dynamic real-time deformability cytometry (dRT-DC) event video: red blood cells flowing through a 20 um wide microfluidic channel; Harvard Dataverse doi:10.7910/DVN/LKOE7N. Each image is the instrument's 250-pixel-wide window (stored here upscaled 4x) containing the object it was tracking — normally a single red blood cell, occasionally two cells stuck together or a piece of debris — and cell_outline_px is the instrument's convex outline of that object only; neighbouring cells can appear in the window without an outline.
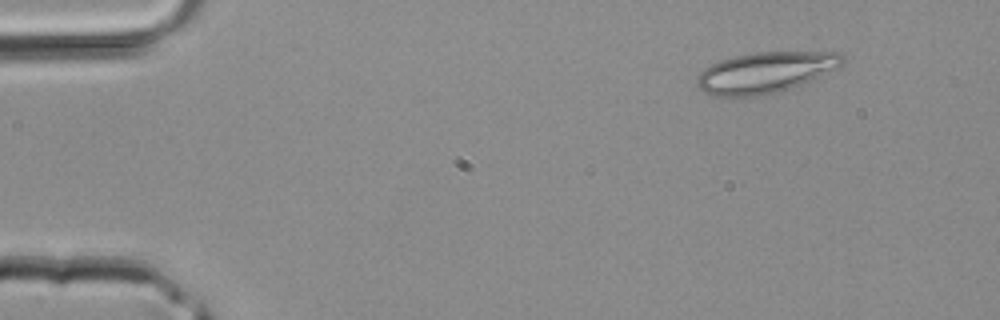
{"species": "common noctule bat (a hibernating species)", "species_latin": "Nyctalus noctula", "temperature_condition": "room temperature", "stored_images_in_passage": 36, "camera_frame_rate_fps": 3000, "um_per_image_px": 0.085, "animal": {"sex": "male", "body_mass_g": 20.4}, "frame": {"image": 1, "passage_image": 1, "time_ms": 0.0, "image_size_px": [1000, 320], "cell_outline_px": [[844, 60], [840, 64], [792, 88], [760, 96], [716, 96], [704, 92], [696, 84], [696, 76], [704, 68], [720, 60], [752, 52], [840, 52], [844, 56]], "centroid_in_image_um": [64.96, 6.15], "position_along_channel_um": 20.0, "area_um2": 34.04}}
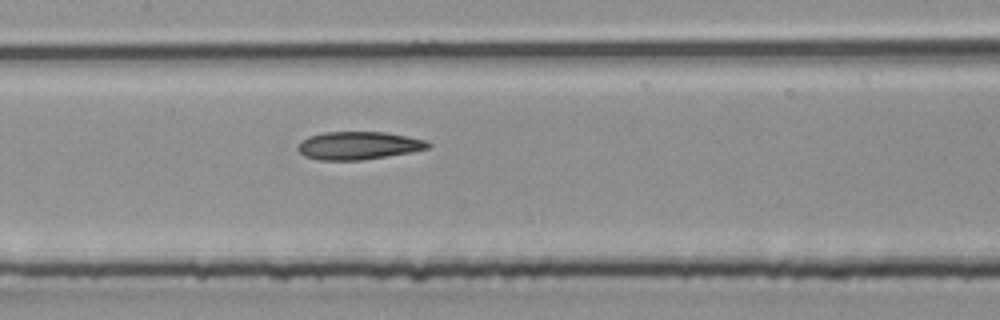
{"frame": {"image": 2, "passage_image": 16, "time_ms": 5.0, "image_size_px": [1000, 320], "cell_outline_px": [[432, 144], [428, 148], [412, 152], [360, 160], [320, 160], [304, 156], [296, 148], [296, 144], [300, 140], [308, 136], [324, 132], [384, 132], [428, 140]], "centroid_in_image_um": [30.44, 12.37], "position_along_channel_um": 177.0, "area_um2": 21.33}}
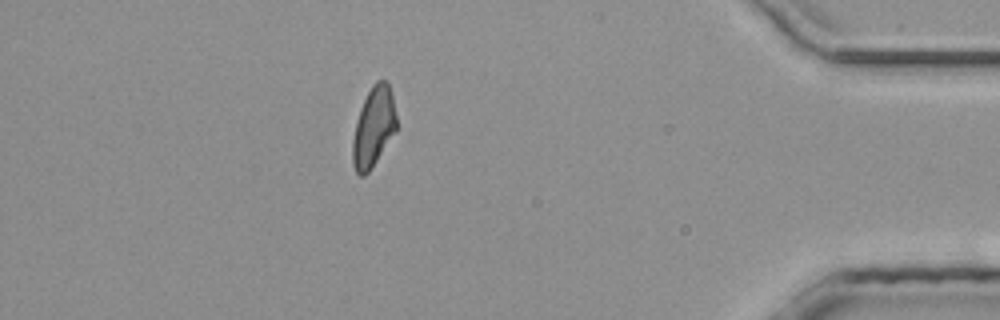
{"frame": {"image": 3, "passage_image": 32, "time_ms": 10.333, "image_size_px": [1000, 320], "cell_outline_px": [[396, 132], [372, 168], [364, 176], [360, 176], [356, 172], [352, 164], [352, 140], [356, 120], [360, 108], [372, 84], [376, 80], [384, 80], [388, 84], [392, 96], [396, 116]], "centroid_in_image_um": [31.73, 10.83], "position_along_channel_um": 403.5, "area_um2": 20.52}}